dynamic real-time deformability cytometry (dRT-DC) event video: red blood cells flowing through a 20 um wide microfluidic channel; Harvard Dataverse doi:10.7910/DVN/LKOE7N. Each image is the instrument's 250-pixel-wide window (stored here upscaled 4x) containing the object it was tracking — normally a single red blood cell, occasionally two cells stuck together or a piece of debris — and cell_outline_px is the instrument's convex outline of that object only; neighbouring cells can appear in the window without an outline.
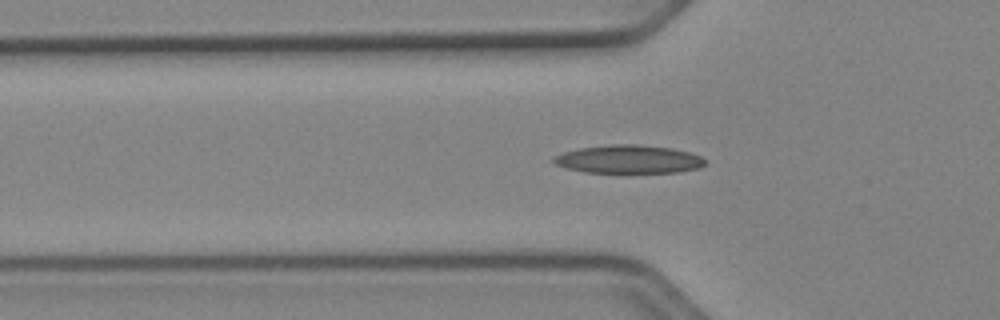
{"species": "Egyptian fruit bat (a non-hibernating species)", "species_latin": "Rousettus aegyptiacus", "temperature_condition": "cold", "stored_images_in_passage": 47, "camera_frame_rate_fps": 3000, "um_per_image_px": 0.085, "animal": {"sex": "female"}, "frame": {"image": 1, "passage_image": 17, "time_ms": 5.333, "image_size_px": [1000, 320], "cell_outline_px": [[704, 164], [696, 168], [676, 172], [584, 172], [564, 168], [556, 164], [552, 160], [556, 156], [564, 152], [580, 148], [612, 144], [636, 144], [672, 148], [688, 152], [700, 156], [704, 160]], "centroid_in_image_um": [53.39, 13.53], "position_along_channel_um": 72.4, "area_um2": 24.57}}
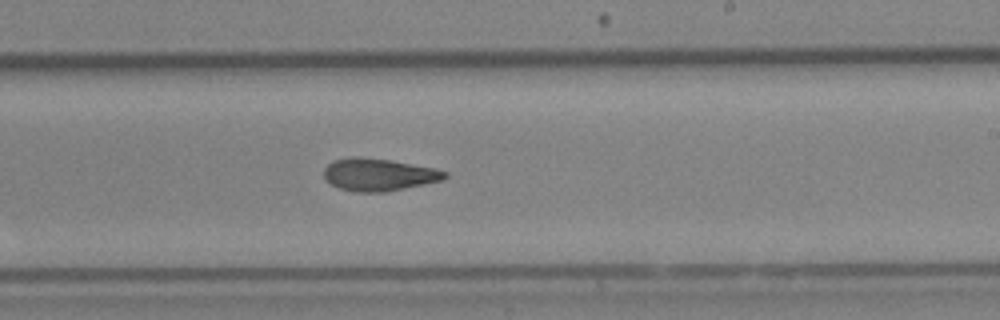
{"frame": {"image": 2, "passage_image": 31, "time_ms": 10.0, "image_size_px": [1000, 320], "cell_outline_px": [[448, 176], [444, 180], [384, 192], [356, 192], [340, 188], [324, 180], [324, 168], [332, 160], [352, 156], [360, 156], [388, 160], [436, 168], [448, 172]], "centroid_in_image_um": [32.18, 14.83], "position_along_channel_um": 256.8, "area_um2": 22.95}}
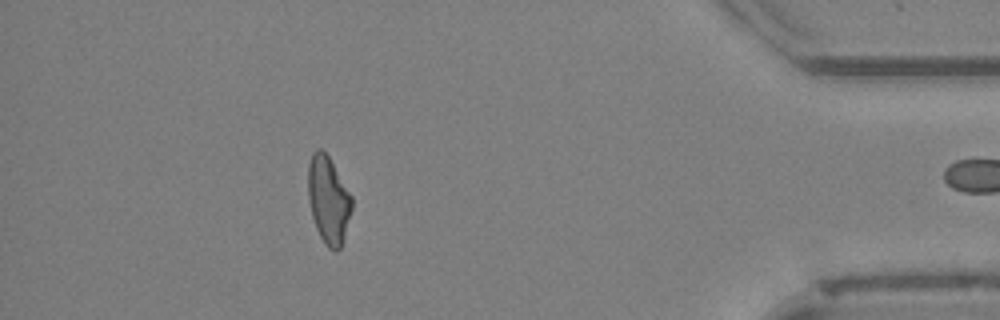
{"frame": {"image": 3, "passage_image": 46, "time_ms": 15.0, "image_size_px": [1000, 320], "cell_outline_px": [[352, 208], [344, 236], [340, 248], [336, 252], [332, 252], [324, 244], [316, 228], [312, 216], [308, 196], [308, 164], [312, 152], [316, 148], [320, 148], [328, 156], [352, 196]], "centroid_in_image_um": [27.9, 17.0], "position_along_channel_um": 407.3, "area_um2": 22.2}}